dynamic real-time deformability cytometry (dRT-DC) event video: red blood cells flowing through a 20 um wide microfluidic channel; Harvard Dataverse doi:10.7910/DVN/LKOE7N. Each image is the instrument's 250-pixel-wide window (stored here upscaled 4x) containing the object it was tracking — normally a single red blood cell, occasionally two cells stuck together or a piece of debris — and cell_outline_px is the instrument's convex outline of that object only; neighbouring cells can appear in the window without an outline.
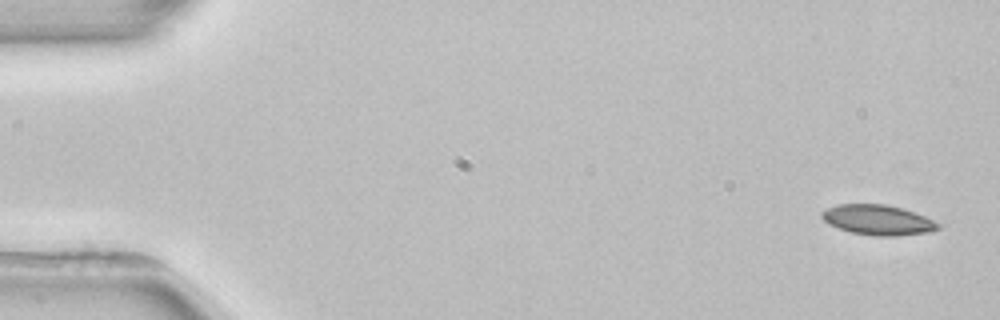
{"species": "common noctule bat (a hibernating species)", "species_latin": "Nyctalus noctula", "temperature_condition": "room temperature", "stored_images_in_passage": 5, "camera_frame_rate_fps": 3000, "um_per_image_px": 0.085, "animal": {"sex": "female", "body_mass_g": 22.7, "forearm_length_mm": 54.2}, "frame": {"image": 1, "passage_image": 1, "time_ms": 0.0, "image_size_px": [1000, 320], "cell_outline_px": [[944, 224], [940, 228], [932, 232], [896, 236], [876, 236], [852, 232], [828, 224], [820, 216], [820, 212], [836, 204], [888, 204], [904, 208]], "centroid_in_image_um": [74.67, 18.69], "position_along_channel_um": 10.3, "area_um2": 20.69}}
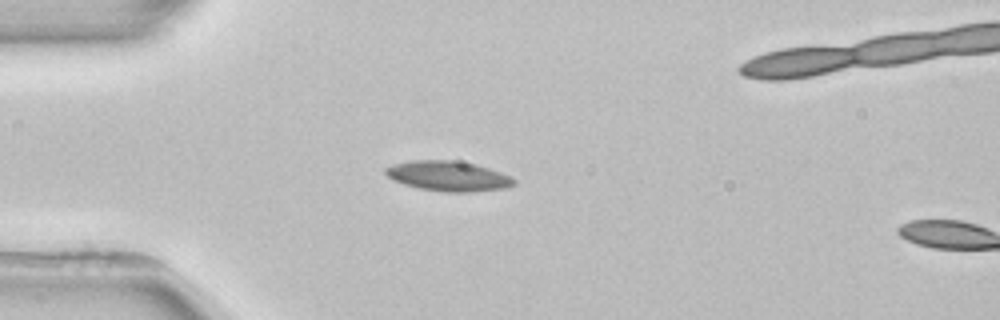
{"frame": {"image": 2, "passage_image": 4, "time_ms": 4.0, "image_size_px": [1000, 320], "cell_outline_px": [[516, 184], [508, 188], [472, 192], [444, 192], [420, 188], [404, 184], [392, 180], [384, 172], [384, 168], [392, 164], [412, 160], [452, 160], [476, 164], [500, 172], [516, 180]], "centroid_in_image_um": [38.09, 14.97], "position_along_channel_um": 46.9, "area_um2": 22.6}}